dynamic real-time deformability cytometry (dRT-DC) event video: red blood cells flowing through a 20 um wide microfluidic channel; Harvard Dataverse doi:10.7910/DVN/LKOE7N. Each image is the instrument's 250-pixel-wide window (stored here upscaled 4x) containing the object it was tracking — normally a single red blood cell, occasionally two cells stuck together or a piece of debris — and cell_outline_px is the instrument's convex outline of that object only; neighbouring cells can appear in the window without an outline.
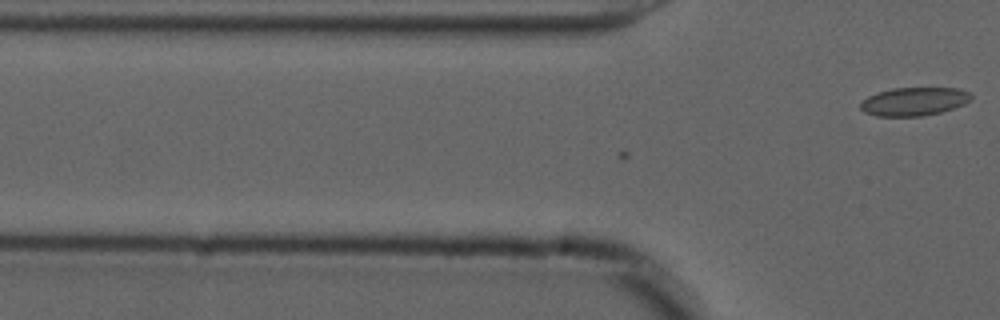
{"species": "common noctule bat (a hibernating species)", "species_latin": "Nyctalus noctula", "temperature_condition": "cold", "stored_images_in_passage": 5, "camera_frame_rate_fps": 3000, "um_per_image_px": 0.085, "animal": {"sex": "male", "forearm_length_mm": 52.5}, "frame": {"image": 1, "passage_image": 5, "time_ms": 1.333, "image_size_px": [1000, 320], "cell_outline_px": [[972, 96], [964, 104], [940, 112], [920, 116], [876, 116], [864, 112], [860, 108], [860, 100], [868, 96], [892, 88], [960, 88], [968, 92]], "centroid_in_image_um": [77.65, 8.62], "position_along_channel_um": 48.2, "area_um2": 18.15}}